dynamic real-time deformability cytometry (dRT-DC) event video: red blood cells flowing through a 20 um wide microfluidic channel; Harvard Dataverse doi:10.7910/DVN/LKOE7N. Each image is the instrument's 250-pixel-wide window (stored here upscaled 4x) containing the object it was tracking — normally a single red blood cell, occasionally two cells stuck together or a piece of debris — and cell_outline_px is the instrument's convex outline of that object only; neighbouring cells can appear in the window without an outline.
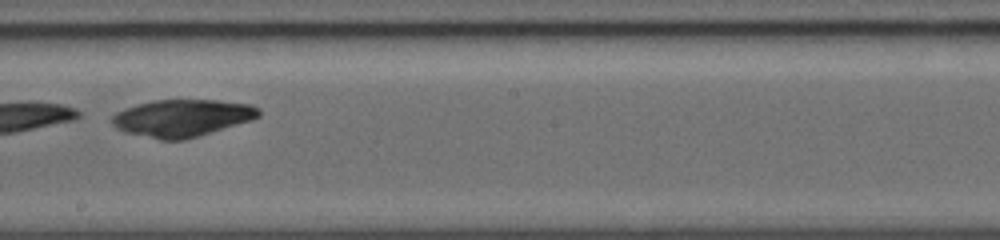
{"species": "common noctule bat (a hibernating species)", "species_latin": "Nyctalus noctula", "temperature_condition": "warm", "stored_images_in_passage": 18, "camera_frame_rate_fps": 5000, "um_per_image_px": 0.085, "animal": {"sex": "female", "body_mass_g": 19.0, "forearm_length_mm": 56.7}, "frame": {"image": 1, "passage_image": 11, "time_ms": 4.4, "image_size_px": [1000, 240], "cell_outline_px": [[260, 116], [252, 120], [184, 140], [160, 140], [124, 132], [116, 128], [112, 124], [112, 116], [116, 112], [124, 108], [136, 104], [152, 100], [216, 100], [252, 104], [260, 108]], "centroid_in_image_um": [15.47, 10.02], "position_along_channel_um": 232.7, "area_um2": 31.96}}